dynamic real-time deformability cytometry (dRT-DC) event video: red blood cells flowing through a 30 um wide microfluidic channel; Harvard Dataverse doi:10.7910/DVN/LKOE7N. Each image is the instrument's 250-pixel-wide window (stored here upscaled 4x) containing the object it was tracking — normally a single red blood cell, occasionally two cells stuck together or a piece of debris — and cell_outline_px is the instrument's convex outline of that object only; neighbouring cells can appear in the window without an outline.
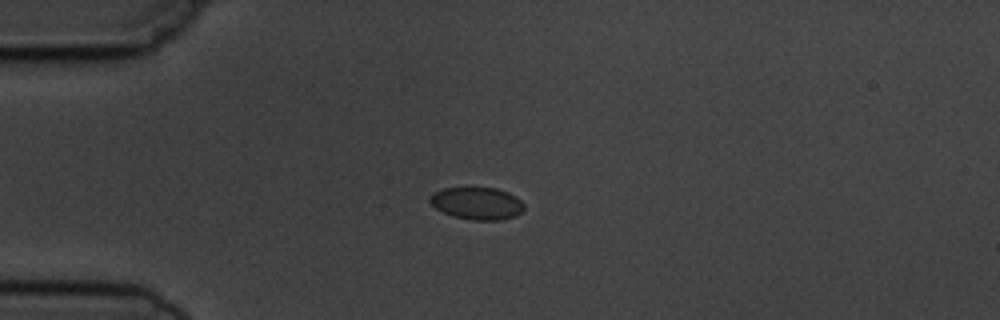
{"species": "common noctule bat (a hibernating species)", "species_latin": "Nyctalus noctula", "temperature_condition": "cold", "stored_images_in_passage": 10, "camera_frame_rate_fps": 3000, "um_per_image_px": 0.085, "animal": {"sex": "male", "body_mass_g": 19.5, "forearm_length_mm": 54.6}, "frame": {"image": 1, "passage_image": 3, "time_ms": 3.333, "image_size_px": [1000, 320], "cell_outline_px": [[524, 208], [516, 216], [500, 220], [472, 220], [452, 216], [436, 208], [428, 200], [428, 196], [432, 192], [444, 188], [496, 188], [508, 192], [516, 196], [524, 204]], "centroid_in_image_um": [40.53, 17.28], "position_along_channel_um": 44.5, "area_um2": 17.8}}
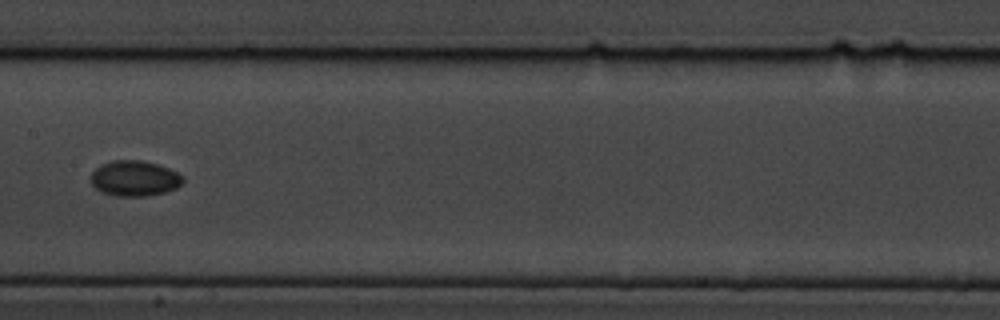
{"frame": {"image": 2, "passage_image": 7, "time_ms": 8.0, "image_size_px": [1000, 320], "cell_outline_px": [[184, 180], [176, 188], [164, 192], [144, 196], [116, 196], [100, 192], [92, 184], [92, 172], [96, 168], [112, 160], [140, 160], [156, 164], [168, 168], [184, 176]], "centroid_in_image_um": [11.44, 15.17], "position_along_channel_um": 196.0, "area_um2": 18.84}}
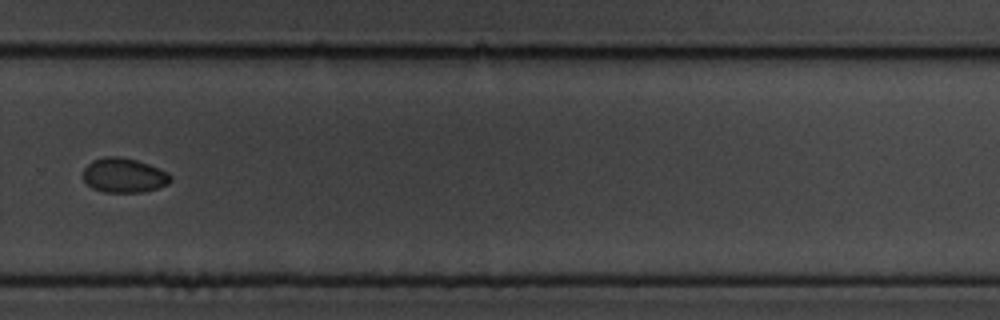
{"frame": {"image": 3, "passage_image": 10, "time_ms": 11.333, "image_size_px": [1000, 320], "cell_outline_px": [[172, 180], [168, 184], [144, 192], [104, 192], [92, 188], [84, 180], [84, 168], [92, 160], [104, 156], [120, 156], [136, 160], [148, 164], [168, 172], [172, 176]], "centroid_in_image_um": [10.54, 14.9], "position_along_channel_um": 319.3, "area_um2": 17.63}}